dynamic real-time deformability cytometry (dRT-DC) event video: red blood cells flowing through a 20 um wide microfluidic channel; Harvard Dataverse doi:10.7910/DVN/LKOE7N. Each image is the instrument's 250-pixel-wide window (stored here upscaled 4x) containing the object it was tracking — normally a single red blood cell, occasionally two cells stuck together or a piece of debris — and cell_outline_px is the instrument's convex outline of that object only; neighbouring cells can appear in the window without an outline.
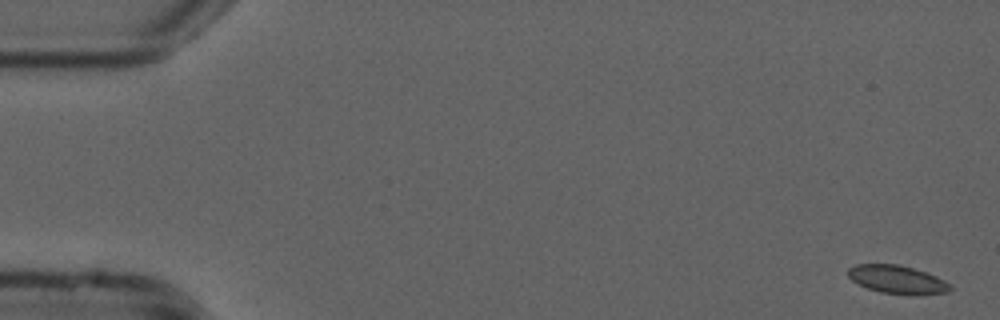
{"species": "common noctule bat (a hibernating species)", "species_latin": "Nyctalus noctula", "temperature_condition": "cold", "stored_images_in_passage": 27, "camera_frame_rate_fps": 3000, "um_per_image_px": 0.085, "animal": {"sex": "male", "forearm_length_mm": 52.5}, "frame": {"image": 1, "passage_image": 1, "time_ms": 0.0, "image_size_px": [1000, 320], "cell_outline_px": [[952, 288], [948, 292], [916, 296], [908, 296], [880, 292], [868, 288], [852, 280], [848, 276], [848, 268], [856, 264], [896, 264], [912, 268], [936, 276], [944, 280]], "centroid_in_image_um": [76.27, 23.78], "position_along_channel_um": 8.7, "area_um2": 16.88}}
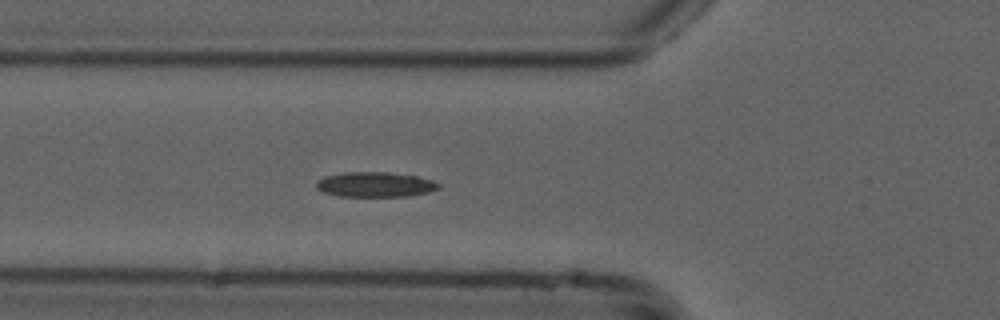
{"frame": {"image": 2, "passage_image": 19, "time_ms": 6.0, "image_size_px": [1000, 320], "cell_outline_px": [[440, 188], [428, 192], [408, 196], [340, 196], [324, 192], [316, 188], [316, 180], [324, 176], [344, 172], [388, 172], [416, 176], [432, 180], [440, 184]], "centroid_in_image_um": [31.87, 15.68], "position_along_channel_um": 93.9, "area_um2": 17.8}}
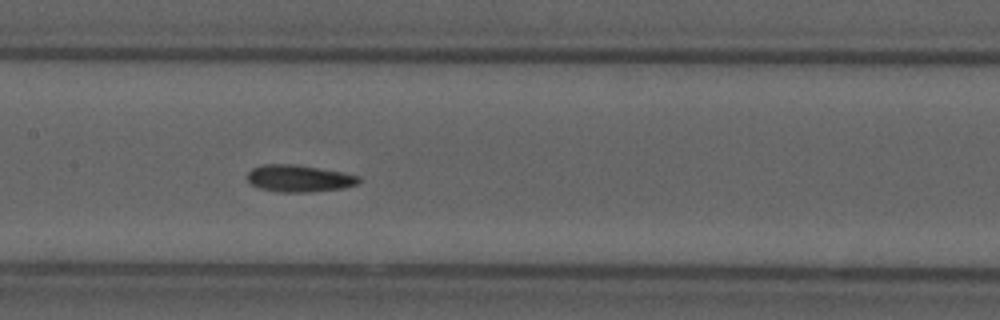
{"frame": {"image": 3, "passage_image": 26, "time_ms": 8.333, "image_size_px": [1000, 320], "cell_outline_px": [[360, 180], [356, 184], [344, 188], [308, 192], [280, 192], [260, 188], [248, 184], [248, 172], [252, 168], [264, 164], [296, 164], [340, 172], [360, 176]], "centroid_in_image_um": [25.38, 15.17], "position_along_channel_um": 182.0, "area_um2": 17.46}}